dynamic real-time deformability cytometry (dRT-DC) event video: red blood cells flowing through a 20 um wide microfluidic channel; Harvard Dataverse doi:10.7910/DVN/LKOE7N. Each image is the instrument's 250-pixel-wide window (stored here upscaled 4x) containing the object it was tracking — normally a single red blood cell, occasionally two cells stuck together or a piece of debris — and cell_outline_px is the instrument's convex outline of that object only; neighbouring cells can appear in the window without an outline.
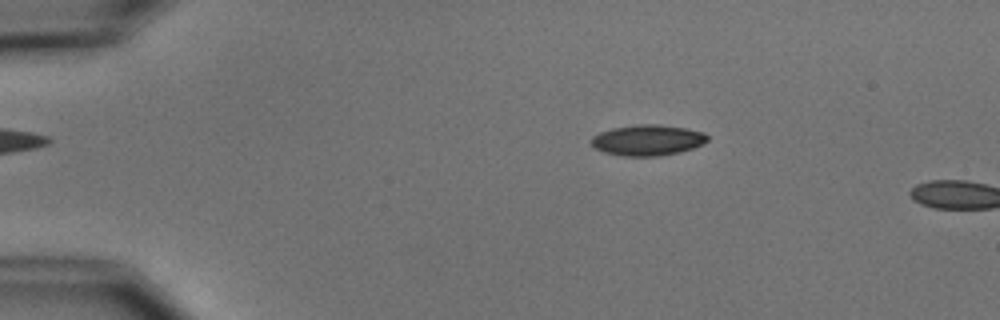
{"species": "common noctule bat (a hibernating species)", "species_latin": "Nyctalus noctula", "temperature_condition": "cold", "stored_images_in_passage": 4, "camera_frame_rate_fps": 3000, "um_per_image_px": 0.085, "animal": {"sex": "male", "body_mass_g": 15.6}, "frame": {"image": 1, "passage_image": 3, "time_ms": 2.333, "image_size_px": [1000, 320], "cell_outline_px": [[708, 140], [704, 144], [680, 152], [660, 156], [624, 156], [604, 152], [596, 148], [588, 140], [592, 136], [600, 132], [612, 128], [636, 124], [660, 124], [684, 128], [704, 132], [708, 136]], "centroid_in_image_um": [55.04, 11.91], "position_along_channel_um": 30.0, "area_um2": 20.98}}